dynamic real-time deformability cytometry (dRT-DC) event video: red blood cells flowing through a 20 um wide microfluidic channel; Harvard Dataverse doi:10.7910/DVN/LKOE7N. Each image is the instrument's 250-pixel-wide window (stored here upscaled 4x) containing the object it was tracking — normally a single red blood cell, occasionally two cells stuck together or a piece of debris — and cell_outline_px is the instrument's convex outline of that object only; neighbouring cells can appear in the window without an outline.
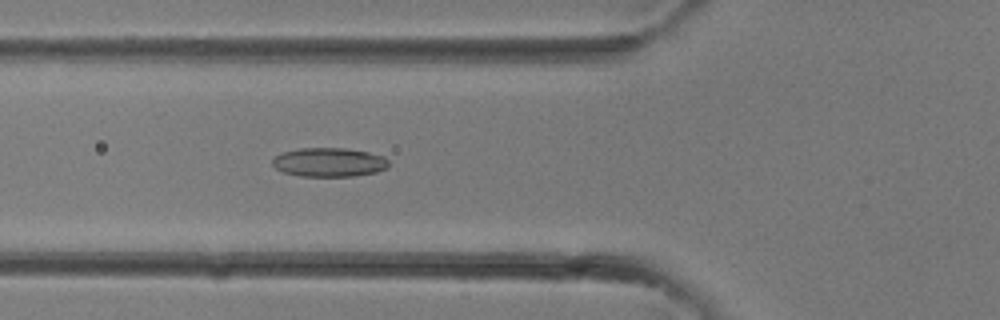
{"species": "common noctule bat (a hibernating species)", "species_latin": "Nyctalus noctula", "temperature_condition": "room temperature", "stored_images_in_passage": 32, "camera_frame_rate_fps": 3000, "um_per_image_px": 0.085, "animal": {"sex": "female"}, "frame": {"image": 1, "passage_image": 11, "time_ms": 3.333, "image_size_px": [1000, 320], "cell_outline_px": [[388, 168], [376, 172], [352, 176], [300, 176], [284, 172], [276, 168], [272, 164], [272, 160], [276, 156], [284, 152], [296, 148], [348, 148], [368, 152], [384, 156], [388, 160]], "centroid_in_image_um": [27.99, 13.78], "position_along_channel_um": 97.8, "area_um2": 19.65}}
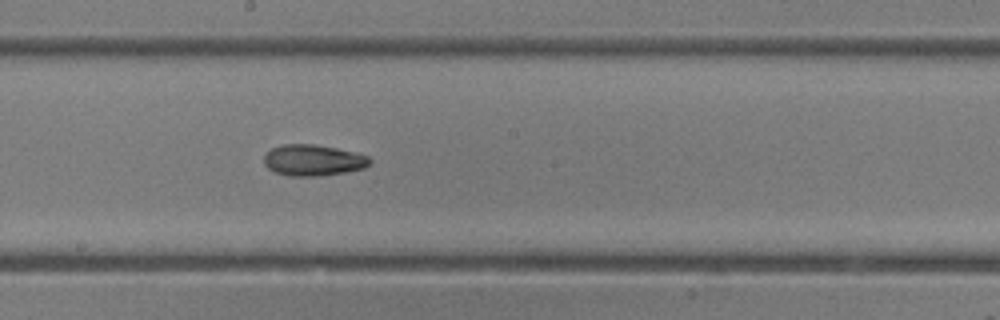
{"frame": {"image": 2, "passage_image": 17, "time_ms": 5.333, "image_size_px": [1000, 320], "cell_outline_px": [[372, 164], [364, 168], [344, 172], [320, 176], [292, 176], [276, 172], [268, 168], [264, 164], [264, 156], [272, 148], [284, 144], [316, 144], [336, 148], [368, 156], [372, 160]], "centroid_in_image_um": [26.63, 13.62], "position_along_channel_um": 221.6, "area_um2": 19.13}}
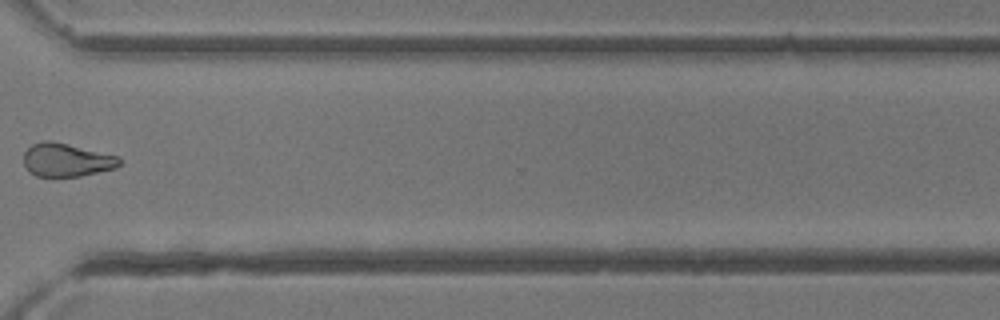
{"frame": {"image": 3, "passage_image": 24, "time_ms": 7.667, "image_size_px": [1000, 320], "cell_outline_px": [[124, 164], [116, 168], [80, 176], [36, 176], [28, 172], [24, 164], [24, 152], [32, 144], [44, 140], [48, 140], [68, 144], [120, 156]], "centroid_in_image_um": [5.69, 13.6], "position_along_channel_um": 364.9, "area_um2": 18.79}}